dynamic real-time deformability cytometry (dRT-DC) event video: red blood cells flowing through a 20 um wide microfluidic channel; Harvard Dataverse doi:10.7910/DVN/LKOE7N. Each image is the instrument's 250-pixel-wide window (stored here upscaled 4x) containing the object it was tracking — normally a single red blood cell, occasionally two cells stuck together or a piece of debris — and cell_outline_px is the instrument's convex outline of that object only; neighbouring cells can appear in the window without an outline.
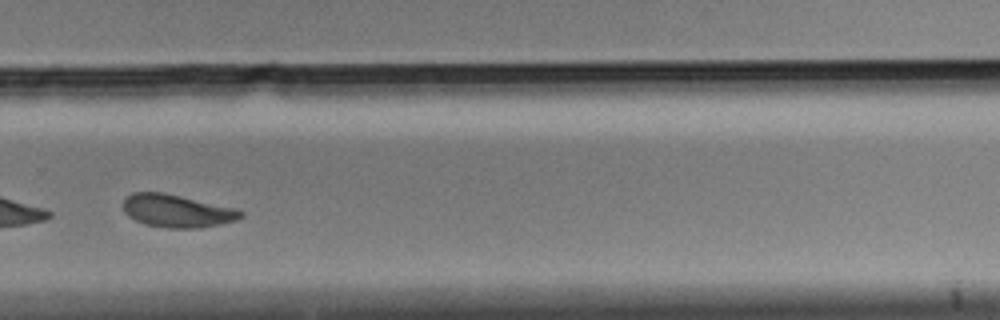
{"species": "Egyptian fruit bat (a non-hibernating species)", "species_latin": "Rousettus aegyptiacus", "temperature_condition": "cold", "stored_images_in_passage": 37, "camera_frame_rate_fps": 3000, "um_per_image_px": 0.085, "animal": {"sex": "male"}, "frame": {"image": 1, "passage_image": 32, "time_ms": 10.333, "image_size_px": [1000, 320], "cell_outline_px": [[244, 216], [236, 220], [220, 224], [200, 228], [164, 228], [144, 224], [128, 216], [124, 212], [124, 200], [132, 192], [164, 192], [236, 208], [244, 212]], "centroid_in_image_um": [15.06, 17.93], "position_along_channel_um": 314.7, "area_um2": 22.6}, "authors_computed_cell_mechanics": {"area_um2": 24.2182, "velocity_mm_per_s": 3.4775, "shape_relaxation_time_tau1_ms": 3.1136, "shape_relaxation_time_tau2_ms": 3.6074, "deformation_change_tau1": 0.106, "deformation_change_tau2": 0.0861}}